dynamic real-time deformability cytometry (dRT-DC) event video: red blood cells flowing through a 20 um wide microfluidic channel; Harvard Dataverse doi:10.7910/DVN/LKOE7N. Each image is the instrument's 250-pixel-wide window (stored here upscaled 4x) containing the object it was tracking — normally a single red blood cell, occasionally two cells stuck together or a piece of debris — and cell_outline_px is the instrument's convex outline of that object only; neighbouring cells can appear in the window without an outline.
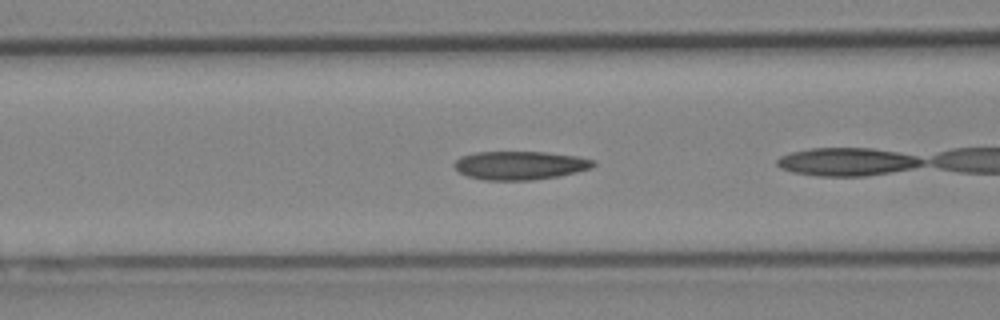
{"species": "Egyptian fruit bat (a non-hibernating species)", "species_latin": "Rousettus aegyptiacus", "temperature_condition": "cold", "stored_images_in_passage": 6, "camera_frame_rate_fps": 3000, "um_per_image_px": 0.085, "animal": {"sex": "female"}, "frame": {"image": 1, "passage_image": 4, "time_ms": 1.0, "image_size_px": [1000, 320], "cell_outline_px": [[596, 164], [592, 168], [560, 176], [532, 180], [484, 180], [468, 176], [460, 172], [452, 164], [460, 156], [476, 152], [544, 152], [576, 156], [596, 160]], "centroid_in_image_um": [44.21, 14.05], "position_along_channel_um": 122.4, "area_um2": 23.18}}